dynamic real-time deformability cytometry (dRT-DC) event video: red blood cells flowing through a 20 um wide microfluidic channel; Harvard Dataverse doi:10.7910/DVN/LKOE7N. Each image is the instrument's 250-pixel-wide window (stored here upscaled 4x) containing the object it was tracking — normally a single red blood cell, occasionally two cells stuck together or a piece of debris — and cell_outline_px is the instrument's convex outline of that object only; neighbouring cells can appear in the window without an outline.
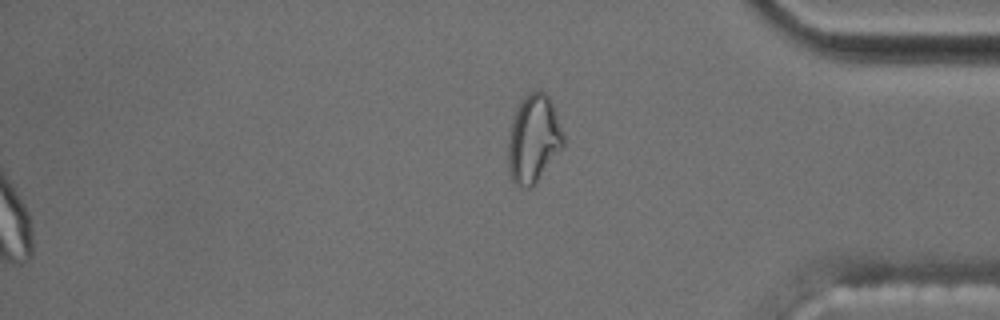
{"species": "common noctule bat (a hibernating species)", "species_latin": "Nyctalus noctula", "temperature_condition": "cold", "stored_images_in_passage": 57, "camera_frame_rate_fps": 3000, "um_per_image_px": 0.085, "animal": {"sex": "male", "body_mass_g": 17.5, "forearm_length_mm": 52.3}, "frame": {"image": 1, "passage_image": 57, "time_ms": 18.667, "image_size_px": [1000, 320], "cell_outline_px": [[564, 144], [536, 184], [532, 188], [516, 188], [508, 172], [508, 132], [512, 116], [520, 100], [528, 92], [544, 92], [548, 96], [552, 104], [564, 136]], "centroid_in_image_um": [45.3, 11.85], "position_along_channel_um": 389.9, "area_um2": 28.67}, "authors_computed_cell_mechanics": {"area_um2": 18.9584, "velocity_mm_per_s": 3.6007, "shape_relaxation_time_tau1_ms": 9.1553, "shape_relaxation_time_tau2_ms": 1.3757, "deformation_change_tau1": 0.1294, "deformation_change_tau2": 0.0862}}